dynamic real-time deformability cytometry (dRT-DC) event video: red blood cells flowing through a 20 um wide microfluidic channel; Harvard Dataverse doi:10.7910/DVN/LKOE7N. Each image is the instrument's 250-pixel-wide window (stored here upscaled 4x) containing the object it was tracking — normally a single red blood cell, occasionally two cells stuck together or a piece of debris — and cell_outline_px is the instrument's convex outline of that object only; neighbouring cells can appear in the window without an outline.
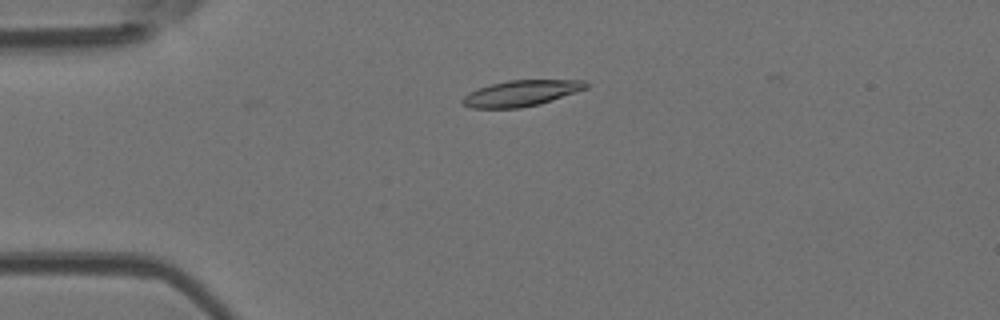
{"species": "Egyptian fruit bat (a non-hibernating species)", "species_latin": "Rousettus aegyptiacus", "temperature_condition": "room temperature", "stored_images_in_passage": 53, "camera_frame_rate_fps": 3000, "um_per_image_px": 0.085, "animal": {"sex": "female"}, "frame": {"image": 1, "passage_image": 13, "time_ms": 4.0, "image_size_px": [1000, 320], "cell_outline_px": [[588, 88], [540, 104], [520, 108], [468, 108], [460, 104], [460, 100], [468, 92], [492, 84], [508, 80], [588, 80]], "centroid_in_image_um": [44.28, 7.93], "position_along_channel_um": 40.7, "area_um2": 18.79}}
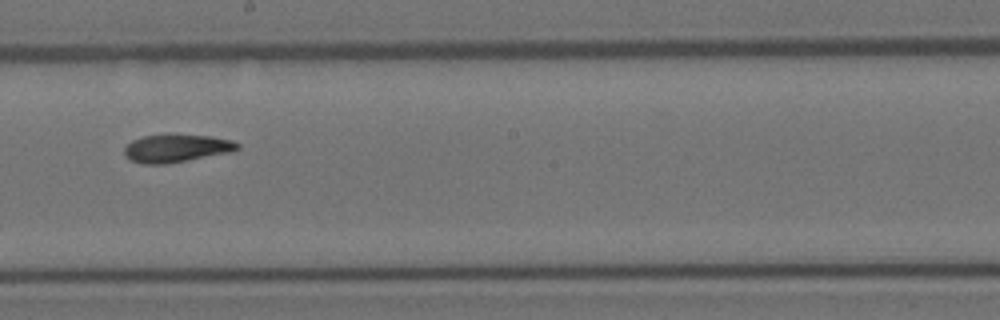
{"frame": {"image": 2, "passage_image": 30, "time_ms": 9.667, "image_size_px": [1000, 320], "cell_outline_px": [[240, 148], [232, 152], [188, 160], [164, 164], [144, 164], [132, 160], [124, 156], [124, 148], [132, 140], [144, 136], [168, 132], [172, 132], [212, 136], [232, 140], [240, 144]], "centroid_in_image_um": [15.01, 12.56], "position_along_channel_um": 233.2, "area_um2": 19.02}}
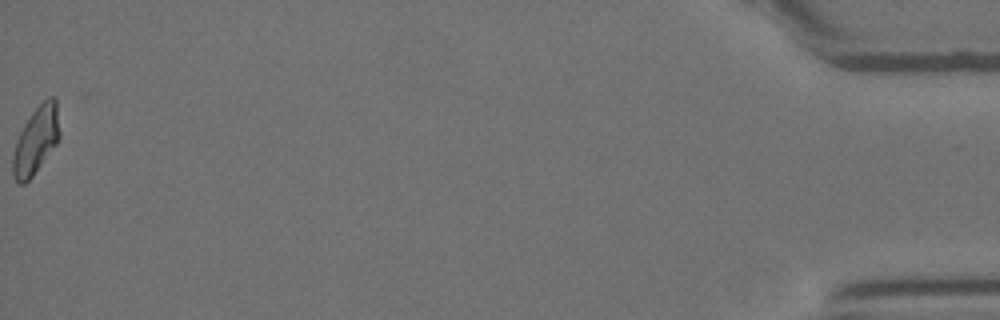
{"frame": {"image": 3, "passage_image": 53, "time_ms": 17.333, "image_size_px": [1000, 320], "cell_outline_px": [[60, 136], [56, 144], [32, 176], [24, 184], [20, 184], [12, 176], [12, 156], [16, 140], [24, 124], [32, 112], [48, 96], [56, 96], [60, 132]], "centroid_in_image_um": [3.05, 11.91], "position_along_channel_um": 432.1, "area_um2": 18.32}, "authors_computed_cell_mechanics": {"area_um2": 18.496, "velocity_mm_per_s": 3.8902, "shape_relaxation_time_tau1_ms": 5.474, "shape_relaxation_time_tau2_ms": null, "deformation_change_tau1": 0.1864, "deformation_change_tau2": null}}